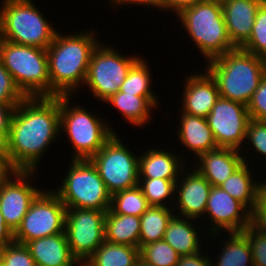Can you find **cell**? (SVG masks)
Segmentation results:
<instances>
[{"label":"cell","mask_w":266,"mask_h":266,"mask_svg":"<svg viewBox=\"0 0 266 266\" xmlns=\"http://www.w3.org/2000/svg\"><path fill=\"white\" fill-rule=\"evenodd\" d=\"M60 131V96L26 97L15 107L5 145L12 165L37 171Z\"/></svg>","instance_id":"cell-1"},{"label":"cell","mask_w":266,"mask_h":266,"mask_svg":"<svg viewBox=\"0 0 266 266\" xmlns=\"http://www.w3.org/2000/svg\"><path fill=\"white\" fill-rule=\"evenodd\" d=\"M81 31L57 32L46 49L51 96H72L83 89L92 53L101 41L95 29Z\"/></svg>","instance_id":"cell-2"},{"label":"cell","mask_w":266,"mask_h":266,"mask_svg":"<svg viewBox=\"0 0 266 266\" xmlns=\"http://www.w3.org/2000/svg\"><path fill=\"white\" fill-rule=\"evenodd\" d=\"M216 80L220 97L248 105L266 74V59L241 48L204 64Z\"/></svg>","instance_id":"cell-3"},{"label":"cell","mask_w":266,"mask_h":266,"mask_svg":"<svg viewBox=\"0 0 266 266\" xmlns=\"http://www.w3.org/2000/svg\"><path fill=\"white\" fill-rule=\"evenodd\" d=\"M176 17L206 63L236 49L227 32L221 2L200 0Z\"/></svg>","instance_id":"cell-4"},{"label":"cell","mask_w":266,"mask_h":266,"mask_svg":"<svg viewBox=\"0 0 266 266\" xmlns=\"http://www.w3.org/2000/svg\"><path fill=\"white\" fill-rule=\"evenodd\" d=\"M72 97L60 96V132L69 138L73 160L91 159L116 131L98 113L74 104Z\"/></svg>","instance_id":"cell-5"},{"label":"cell","mask_w":266,"mask_h":266,"mask_svg":"<svg viewBox=\"0 0 266 266\" xmlns=\"http://www.w3.org/2000/svg\"><path fill=\"white\" fill-rule=\"evenodd\" d=\"M35 0H1L0 39L47 49L58 30Z\"/></svg>","instance_id":"cell-6"},{"label":"cell","mask_w":266,"mask_h":266,"mask_svg":"<svg viewBox=\"0 0 266 266\" xmlns=\"http://www.w3.org/2000/svg\"><path fill=\"white\" fill-rule=\"evenodd\" d=\"M0 59L26 97H50L46 49L0 39Z\"/></svg>","instance_id":"cell-7"},{"label":"cell","mask_w":266,"mask_h":266,"mask_svg":"<svg viewBox=\"0 0 266 266\" xmlns=\"http://www.w3.org/2000/svg\"><path fill=\"white\" fill-rule=\"evenodd\" d=\"M62 183L52 188L66 208L95 209L107 211L111 194L90 159L69 162ZM56 189V190H55Z\"/></svg>","instance_id":"cell-8"},{"label":"cell","mask_w":266,"mask_h":266,"mask_svg":"<svg viewBox=\"0 0 266 266\" xmlns=\"http://www.w3.org/2000/svg\"><path fill=\"white\" fill-rule=\"evenodd\" d=\"M105 44L100 42L93 51L84 83V88L103 104L119 91L131 66L141 57L137 54L125 56L116 47Z\"/></svg>","instance_id":"cell-9"},{"label":"cell","mask_w":266,"mask_h":266,"mask_svg":"<svg viewBox=\"0 0 266 266\" xmlns=\"http://www.w3.org/2000/svg\"><path fill=\"white\" fill-rule=\"evenodd\" d=\"M120 139L116 132L90 159L111 195L133 188L139 181V155Z\"/></svg>","instance_id":"cell-10"},{"label":"cell","mask_w":266,"mask_h":266,"mask_svg":"<svg viewBox=\"0 0 266 266\" xmlns=\"http://www.w3.org/2000/svg\"><path fill=\"white\" fill-rule=\"evenodd\" d=\"M66 212L60 198L51 189H44L31 203L14 232V242L26 245L34 239L64 233Z\"/></svg>","instance_id":"cell-11"},{"label":"cell","mask_w":266,"mask_h":266,"mask_svg":"<svg viewBox=\"0 0 266 266\" xmlns=\"http://www.w3.org/2000/svg\"><path fill=\"white\" fill-rule=\"evenodd\" d=\"M106 212L67 208L64 232L72 255L81 265L105 241Z\"/></svg>","instance_id":"cell-12"},{"label":"cell","mask_w":266,"mask_h":266,"mask_svg":"<svg viewBox=\"0 0 266 266\" xmlns=\"http://www.w3.org/2000/svg\"><path fill=\"white\" fill-rule=\"evenodd\" d=\"M249 120L250 116L246 105L223 97L217 99L207 116L209 127L218 147L239 150L244 161L254 165L255 163H251L253 160L248 159L250 155L243 152ZM245 154L246 156H244Z\"/></svg>","instance_id":"cell-13"},{"label":"cell","mask_w":266,"mask_h":266,"mask_svg":"<svg viewBox=\"0 0 266 266\" xmlns=\"http://www.w3.org/2000/svg\"><path fill=\"white\" fill-rule=\"evenodd\" d=\"M202 220H205L208 225L210 224V226L207 225L209 229H205H207L206 232L208 231L209 237L212 235L213 240L218 235L222 236L224 231L241 232L253 223L252 212L220 186H212L205 215L200 219V222Z\"/></svg>","instance_id":"cell-14"},{"label":"cell","mask_w":266,"mask_h":266,"mask_svg":"<svg viewBox=\"0 0 266 266\" xmlns=\"http://www.w3.org/2000/svg\"><path fill=\"white\" fill-rule=\"evenodd\" d=\"M38 173L17 170L8 180L0 183V211L13 233L20 226L31 203L45 189L35 186L33 176ZM31 180L34 185H31Z\"/></svg>","instance_id":"cell-15"},{"label":"cell","mask_w":266,"mask_h":266,"mask_svg":"<svg viewBox=\"0 0 266 266\" xmlns=\"http://www.w3.org/2000/svg\"><path fill=\"white\" fill-rule=\"evenodd\" d=\"M189 165L181 171L176 181L173 210L176 215L200 220L205 215L212 185Z\"/></svg>","instance_id":"cell-16"},{"label":"cell","mask_w":266,"mask_h":266,"mask_svg":"<svg viewBox=\"0 0 266 266\" xmlns=\"http://www.w3.org/2000/svg\"><path fill=\"white\" fill-rule=\"evenodd\" d=\"M205 71V72H204ZM180 109L182 112L207 118L220 97L218 85L211 74L203 69V73L193 72L185 75Z\"/></svg>","instance_id":"cell-17"},{"label":"cell","mask_w":266,"mask_h":266,"mask_svg":"<svg viewBox=\"0 0 266 266\" xmlns=\"http://www.w3.org/2000/svg\"><path fill=\"white\" fill-rule=\"evenodd\" d=\"M192 160L193 162L190 159V165L193 163V167L212 186H220L245 163L241 151L223 147L202 153Z\"/></svg>","instance_id":"cell-18"},{"label":"cell","mask_w":266,"mask_h":266,"mask_svg":"<svg viewBox=\"0 0 266 266\" xmlns=\"http://www.w3.org/2000/svg\"><path fill=\"white\" fill-rule=\"evenodd\" d=\"M152 146L139 154V178H161L167 180H178L181 171L186 167L188 162L179 151H169ZM181 155V156H180ZM184 159V160H183Z\"/></svg>","instance_id":"cell-19"},{"label":"cell","mask_w":266,"mask_h":266,"mask_svg":"<svg viewBox=\"0 0 266 266\" xmlns=\"http://www.w3.org/2000/svg\"><path fill=\"white\" fill-rule=\"evenodd\" d=\"M221 4L229 38L241 48L250 38L260 0H223Z\"/></svg>","instance_id":"cell-20"},{"label":"cell","mask_w":266,"mask_h":266,"mask_svg":"<svg viewBox=\"0 0 266 266\" xmlns=\"http://www.w3.org/2000/svg\"><path fill=\"white\" fill-rule=\"evenodd\" d=\"M177 129L179 144L196 159L200 154L218 148L207 118L186 114L180 110Z\"/></svg>","instance_id":"cell-21"},{"label":"cell","mask_w":266,"mask_h":266,"mask_svg":"<svg viewBox=\"0 0 266 266\" xmlns=\"http://www.w3.org/2000/svg\"><path fill=\"white\" fill-rule=\"evenodd\" d=\"M199 222V220L196 221V219L193 218L174 214L167 225L163 240L171 245L180 256L196 254L204 249V247L201 246L204 244L202 243V237H207L206 239L208 241L210 239L208 235L205 236L203 233V231L205 232L206 230L198 226ZM196 224L197 226H195ZM197 227L201 230L199 231ZM200 232L201 235L204 234V236H201L199 234Z\"/></svg>","instance_id":"cell-22"},{"label":"cell","mask_w":266,"mask_h":266,"mask_svg":"<svg viewBox=\"0 0 266 266\" xmlns=\"http://www.w3.org/2000/svg\"><path fill=\"white\" fill-rule=\"evenodd\" d=\"M26 246L36 266H82L72 255L65 232L34 239Z\"/></svg>","instance_id":"cell-23"},{"label":"cell","mask_w":266,"mask_h":266,"mask_svg":"<svg viewBox=\"0 0 266 266\" xmlns=\"http://www.w3.org/2000/svg\"><path fill=\"white\" fill-rule=\"evenodd\" d=\"M158 96H135L130 93L118 91L105 101L108 105H112L117 109L123 119L134 127L141 128L149 125L152 120V111L155 110L161 103ZM152 115V116H151Z\"/></svg>","instance_id":"cell-24"},{"label":"cell","mask_w":266,"mask_h":266,"mask_svg":"<svg viewBox=\"0 0 266 266\" xmlns=\"http://www.w3.org/2000/svg\"><path fill=\"white\" fill-rule=\"evenodd\" d=\"M250 166V163L245 162L220 187L253 212L257 202V188L260 176L254 177L257 175L251 170L254 165Z\"/></svg>","instance_id":"cell-25"},{"label":"cell","mask_w":266,"mask_h":266,"mask_svg":"<svg viewBox=\"0 0 266 266\" xmlns=\"http://www.w3.org/2000/svg\"><path fill=\"white\" fill-rule=\"evenodd\" d=\"M225 234L227 237L223 238L225 240L221 239L220 244H223L219 248L218 255L210 256L212 266H253L252 251L246 235L242 231L225 232Z\"/></svg>","instance_id":"cell-26"},{"label":"cell","mask_w":266,"mask_h":266,"mask_svg":"<svg viewBox=\"0 0 266 266\" xmlns=\"http://www.w3.org/2000/svg\"><path fill=\"white\" fill-rule=\"evenodd\" d=\"M140 217L114 214L109 209L105 216V240L139 248Z\"/></svg>","instance_id":"cell-27"},{"label":"cell","mask_w":266,"mask_h":266,"mask_svg":"<svg viewBox=\"0 0 266 266\" xmlns=\"http://www.w3.org/2000/svg\"><path fill=\"white\" fill-rule=\"evenodd\" d=\"M139 248L104 241L82 266H134Z\"/></svg>","instance_id":"cell-28"},{"label":"cell","mask_w":266,"mask_h":266,"mask_svg":"<svg viewBox=\"0 0 266 266\" xmlns=\"http://www.w3.org/2000/svg\"><path fill=\"white\" fill-rule=\"evenodd\" d=\"M174 214L173 208L150 206L140 216L139 248L163 240L167 225Z\"/></svg>","instance_id":"cell-29"},{"label":"cell","mask_w":266,"mask_h":266,"mask_svg":"<svg viewBox=\"0 0 266 266\" xmlns=\"http://www.w3.org/2000/svg\"><path fill=\"white\" fill-rule=\"evenodd\" d=\"M148 61L141 56L130 68L126 79L119 88L120 92L135 96H157L152 88V73Z\"/></svg>","instance_id":"cell-30"},{"label":"cell","mask_w":266,"mask_h":266,"mask_svg":"<svg viewBox=\"0 0 266 266\" xmlns=\"http://www.w3.org/2000/svg\"><path fill=\"white\" fill-rule=\"evenodd\" d=\"M150 205L137 185L130 189L117 191L111 195L109 210L114 214L140 217Z\"/></svg>","instance_id":"cell-31"},{"label":"cell","mask_w":266,"mask_h":266,"mask_svg":"<svg viewBox=\"0 0 266 266\" xmlns=\"http://www.w3.org/2000/svg\"><path fill=\"white\" fill-rule=\"evenodd\" d=\"M176 181L177 180H167L161 178H139L138 186L141 188L142 193L150 206L173 208Z\"/></svg>","instance_id":"cell-32"},{"label":"cell","mask_w":266,"mask_h":266,"mask_svg":"<svg viewBox=\"0 0 266 266\" xmlns=\"http://www.w3.org/2000/svg\"><path fill=\"white\" fill-rule=\"evenodd\" d=\"M139 257L153 266H176L180 255L164 240L142 245Z\"/></svg>","instance_id":"cell-33"},{"label":"cell","mask_w":266,"mask_h":266,"mask_svg":"<svg viewBox=\"0 0 266 266\" xmlns=\"http://www.w3.org/2000/svg\"><path fill=\"white\" fill-rule=\"evenodd\" d=\"M241 49L266 59V7L258 8L250 38Z\"/></svg>","instance_id":"cell-34"},{"label":"cell","mask_w":266,"mask_h":266,"mask_svg":"<svg viewBox=\"0 0 266 266\" xmlns=\"http://www.w3.org/2000/svg\"><path fill=\"white\" fill-rule=\"evenodd\" d=\"M246 144L250 145L249 148H246L248 147ZM244 145H246L244 146L245 151L250 148L251 150L254 149V151L252 150L253 153L250 150L252 157L257 154L259 156H256L258 159L261 157V161L266 160V121L249 120Z\"/></svg>","instance_id":"cell-35"},{"label":"cell","mask_w":266,"mask_h":266,"mask_svg":"<svg viewBox=\"0 0 266 266\" xmlns=\"http://www.w3.org/2000/svg\"><path fill=\"white\" fill-rule=\"evenodd\" d=\"M242 232L250 243L253 266H266V227L252 223Z\"/></svg>","instance_id":"cell-36"},{"label":"cell","mask_w":266,"mask_h":266,"mask_svg":"<svg viewBox=\"0 0 266 266\" xmlns=\"http://www.w3.org/2000/svg\"><path fill=\"white\" fill-rule=\"evenodd\" d=\"M0 261L5 266H36L29 248L17 242L0 250Z\"/></svg>","instance_id":"cell-37"},{"label":"cell","mask_w":266,"mask_h":266,"mask_svg":"<svg viewBox=\"0 0 266 266\" xmlns=\"http://www.w3.org/2000/svg\"><path fill=\"white\" fill-rule=\"evenodd\" d=\"M25 98L26 96L18 88L12 75L0 59V102L19 104Z\"/></svg>","instance_id":"cell-38"},{"label":"cell","mask_w":266,"mask_h":266,"mask_svg":"<svg viewBox=\"0 0 266 266\" xmlns=\"http://www.w3.org/2000/svg\"><path fill=\"white\" fill-rule=\"evenodd\" d=\"M250 119L266 121V74L247 105Z\"/></svg>","instance_id":"cell-39"},{"label":"cell","mask_w":266,"mask_h":266,"mask_svg":"<svg viewBox=\"0 0 266 266\" xmlns=\"http://www.w3.org/2000/svg\"><path fill=\"white\" fill-rule=\"evenodd\" d=\"M252 218L254 224L266 227V178H260L258 182L257 202Z\"/></svg>","instance_id":"cell-40"},{"label":"cell","mask_w":266,"mask_h":266,"mask_svg":"<svg viewBox=\"0 0 266 266\" xmlns=\"http://www.w3.org/2000/svg\"><path fill=\"white\" fill-rule=\"evenodd\" d=\"M17 105L0 102V145H6L12 115Z\"/></svg>","instance_id":"cell-41"},{"label":"cell","mask_w":266,"mask_h":266,"mask_svg":"<svg viewBox=\"0 0 266 266\" xmlns=\"http://www.w3.org/2000/svg\"><path fill=\"white\" fill-rule=\"evenodd\" d=\"M200 0H160L153 8L156 10H166L178 15L182 10L191 7L193 4ZM176 13V14H175Z\"/></svg>","instance_id":"cell-42"},{"label":"cell","mask_w":266,"mask_h":266,"mask_svg":"<svg viewBox=\"0 0 266 266\" xmlns=\"http://www.w3.org/2000/svg\"><path fill=\"white\" fill-rule=\"evenodd\" d=\"M204 250L205 248L193 255L180 256L176 266H212V261L209 257L212 253H205Z\"/></svg>","instance_id":"cell-43"},{"label":"cell","mask_w":266,"mask_h":266,"mask_svg":"<svg viewBox=\"0 0 266 266\" xmlns=\"http://www.w3.org/2000/svg\"><path fill=\"white\" fill-rule=\"evenodd\" d=\"M17 169L12 165L5 145H0V183L8 180Z\"/></svg>","instance_id":"cell-44"},{"label":"cell","mask_w":266,"mask_h":266,"mask_svg":"<svg viewBox=\"0 0 266 266\" xmlns=\"http://www.w3.org/2000/svg\"><path fill=\"white\" fill-rule=\"evenodd\" d=\"M14 242V233L6 225L5 219L0 211V250L6 245Z\"/></svg>","instance_id":"cell-45"},{"label":"cell","mask_w":266,"mask_h":266,"mask_svg":"<svg viewBox=\"0 0 266 266\" xmlns=\"http://www.w3.org/2000/svg\"><path fill=\"white\" fill-rule=\"evenodd\" d=\"M109 1V5L113 6L112 9H119L118 7H123V6H127L129 8L134 4V6H142V7H149L151 9V7L144 1V0H108ZM132 4V5H131ZM117 7V8H116Z\"/></svg>","instance_id":"cell-46"},{"label":"cell","mask_w":266,"mask_h":266,"mask_svg":"<svg viewBox=\"0 0 266 266\" xmlns=\"http://www.w3.org/2000/svg\"><path fill=\"white\" fill-rule=\"evenodd\" d=\"M134 266H153L149 263H147L146 261H144L143 259H141L140 257L137 259V261L135 262Z\"/></svg>","instance_id":"cell-47"},{"label":"cell","mask_w":266,"mask_h":266,"mask_svg":"<svg viewBox=\"0 0 266 266\" xmlns=\"http://www.w3.org/2000/svg\"><path fill=\"white\" fill-rule=\"evenodd\" d=\"M150 7H154L160 0H144Z\"/></svg>","instance_id":"cell-48"},{"label":"cell","mask_w":266,"mask_h":266,"mask_svg":"<svg viewBox=\"0 0 266 266\" xmlns=\"http://www.w3.org/2000/svg\"><path fill=\"white\" fill-rule=\"evenodd\" d=\"M260 4H261V6L266 7V0H260Z\"/></svg>","instance_id":"cell-49"}]
</instances>
